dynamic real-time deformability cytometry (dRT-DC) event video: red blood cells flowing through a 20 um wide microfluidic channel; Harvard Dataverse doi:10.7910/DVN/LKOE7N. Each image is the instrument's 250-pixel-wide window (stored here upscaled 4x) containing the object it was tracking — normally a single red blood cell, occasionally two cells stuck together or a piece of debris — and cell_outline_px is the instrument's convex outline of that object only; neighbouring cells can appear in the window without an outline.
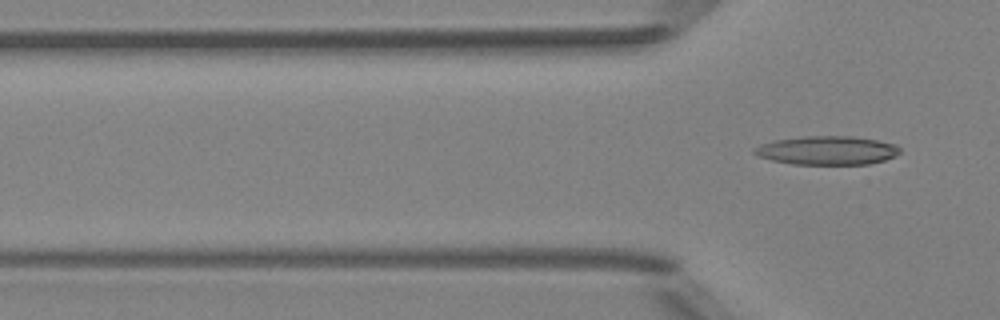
{"species": "Egyptian fruit bat (a non-hibernating species)", "species_latin": "Rousettus aegyptiacus", "temperature_condition": "room temperature", "stored_images_in_passage": 6, "camera_frame_rate_fps": 3000, "um_per_image_px": 0.085, "animal": {"sex": "female"}, "frame": {"image": 1, "passage_image": 6, "time_ms": 6.667, "image_size_px": [1000, 320], "cell_outline_px": [[900, 152], [896, 156], [884, 160], [868, 164], [792, 164], [772, 160], [756, 156], [752, 152], [752, 148], [760, 144], [772, 140], [804, 136], [852, 136], [876, 140], [896, 144], [900, 148]], "centroid_in_image_um": [70.26, 12.78], "position_along_channel_um": 55.5, "area_um2": 24.57}}